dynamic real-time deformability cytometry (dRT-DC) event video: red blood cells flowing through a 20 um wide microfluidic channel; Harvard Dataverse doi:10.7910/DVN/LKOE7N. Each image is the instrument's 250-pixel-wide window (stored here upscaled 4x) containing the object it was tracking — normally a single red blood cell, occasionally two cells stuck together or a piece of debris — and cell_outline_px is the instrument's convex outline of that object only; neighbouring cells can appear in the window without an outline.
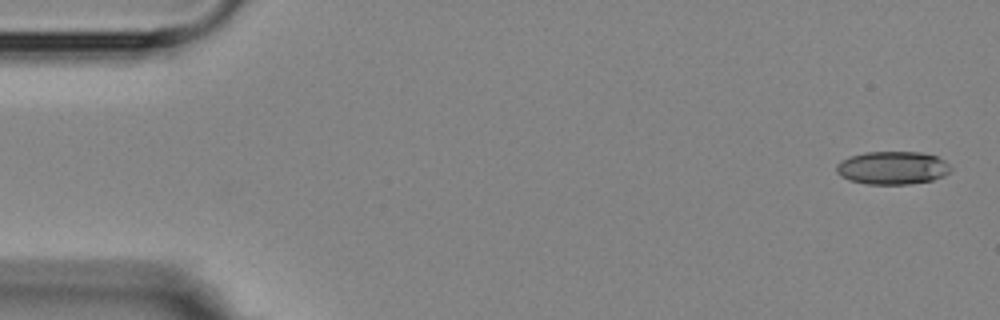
{"species": "Egyptian fruit bat (a non-hibernating species)", "species_latin": "Rousettus aegyptiacus", "temperature_condition": "room temperature", "stored_images_in_passage": 4, "camera_frame_rate_fps": 3000, "um_per_image_px": 0.085, "animal": {"sex": "female"}, "frame": {"image": 1, "passage_image": 1, "time_ms": 0.0, "image_size_px": [1000, 320], "cell_outline_px": [[952, 168], [944, 176], [932, 180], [908, 184], [868, 184], [848, 180], [840, 176], [836, 172], [836, 164], [852, 156], [864, 152], [920, 152], [936, 156], [944, 160]], "centroid_in_image_um": [75.86, 14.27], "position_along_channel_um": 9.1, "area_um2": 21.96}}